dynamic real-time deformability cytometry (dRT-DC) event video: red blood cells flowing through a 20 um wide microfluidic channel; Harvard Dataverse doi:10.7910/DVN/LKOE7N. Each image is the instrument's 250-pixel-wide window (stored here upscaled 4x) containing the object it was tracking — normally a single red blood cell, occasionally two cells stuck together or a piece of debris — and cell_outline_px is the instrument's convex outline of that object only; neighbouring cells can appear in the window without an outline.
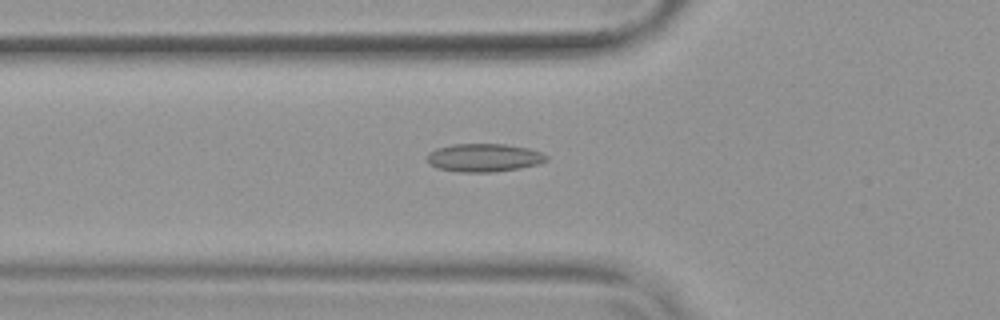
{"species": "common noctule bat (a hibernating species)", "species_latin": "Nyctalus noctula", "temperature_condition": "warm", "stored_images_in_passage": 49, "camera_frame_rate_fps": 3000, "um_per_image_px": 0.085, "animal": {"sex": "female", "body_mass_g": 19.9}, "frame": {"image": 1, "passage_image": 15, "time_ms": 4.667, "image_size_px": [1000, 320], "cell_outline_px": [[548, 160], [536, 164], [520, 168], [492, 172], [460, 172], [440, 168], [428, 164], [428, 152], [436, 148], [452, 144], [504, 144], [528, 148], [540, 152], [548, 156]], "centroid_in_image_um": [41.12, 13.4], "position_along_channel_um": 84.7, "area_um2": 19.48}, "authors_computed_cell_mechanics": {"area_um2": 17.9758, "velocity_mm_per_s": 3.8226, "shape_relaxation_time_tau1_ms": null, "shape_relaxation_time_tau2_ms": 2.8939, "deformation_change_tau1": null, "deformation_change_tau2": 0.0966}}